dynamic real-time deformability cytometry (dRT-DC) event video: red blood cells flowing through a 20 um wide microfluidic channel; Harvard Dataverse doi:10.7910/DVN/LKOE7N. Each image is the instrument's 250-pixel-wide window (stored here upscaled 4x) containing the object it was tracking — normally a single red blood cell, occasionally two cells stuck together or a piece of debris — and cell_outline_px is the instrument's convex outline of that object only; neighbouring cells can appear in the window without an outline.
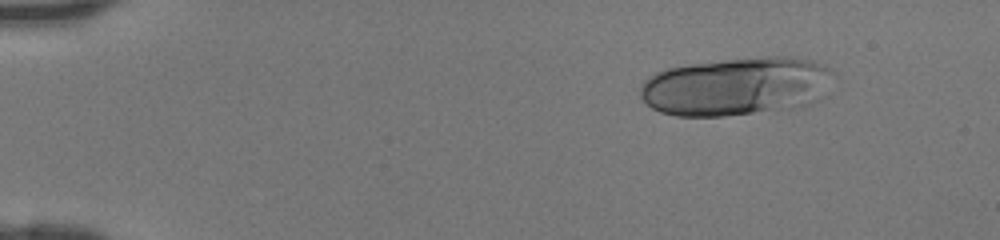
{"species": "human", "species_latin": "Homo sapiens", "temperature_condition": "room temperature", "stored_images_in_passage": 18, "camera_frame_rate_fps": 3000, "um_per_image_px": 0.085, "donor": {"sex": "female"}, "frame": {"image": 1, "passage_image": 6, "time_ms": 1.667, "image_size_px": [1000, 240], "cell_outline_px": [[836, 76], [816, 100], [804, 104], [780, 108], [724, 116], [676, 116], [660, 112], [652, 108], [640, 96], [640, 88], [644, 80], [648, 76], [664, 68], [692, 64], [724, 60], [768, 56], [792, 56], [812, 60], [832, 68], [836, 72]], "centroid_in_image_um": [62.57, 7.31], "position_along_channel_um": 22.4, "area_um2": 65.37}}